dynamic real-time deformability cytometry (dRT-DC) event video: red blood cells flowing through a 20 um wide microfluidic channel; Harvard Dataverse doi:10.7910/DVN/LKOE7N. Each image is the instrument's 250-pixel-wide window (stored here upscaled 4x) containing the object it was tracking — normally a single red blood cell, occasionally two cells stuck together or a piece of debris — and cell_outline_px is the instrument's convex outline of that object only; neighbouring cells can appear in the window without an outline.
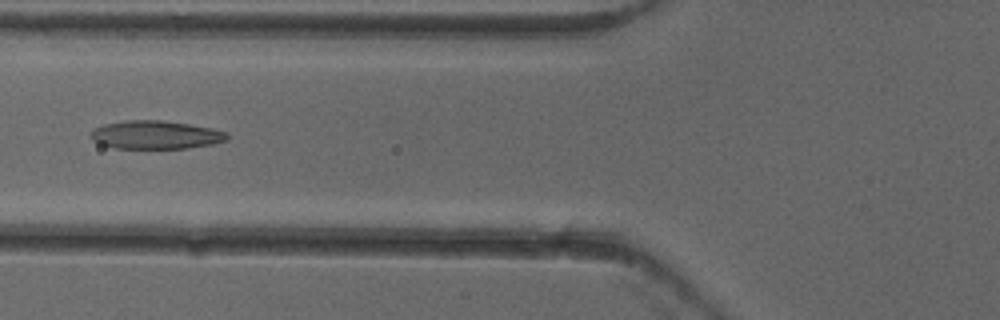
{"species": "common noctule bat (a hibernating species)", "species_latin": "Nyctalus noctula", "temperature_condition": "cold", "stored_images_in_passage": 53, "camera_frame_rate_fps": 3000, "um_per_image_px": 0.085, "animal": {"sex": "female"}, "frame": {"image": 1, "passage_image": 21, "time_ms": 6.667, "image_size_px": [1000, 320], "cell_outline_px": [[228, 140], [212, 144], [184, 148], [116, 148], [100, 144], [92, 140], [92, 128], [104, 124], [128, 120], [164, 120], [212, 128], [228, 132]], "centroid_in_image_um": [13.24, 11.45], "position_along_channel_um": 112.6, "area_um2": 22.43}}
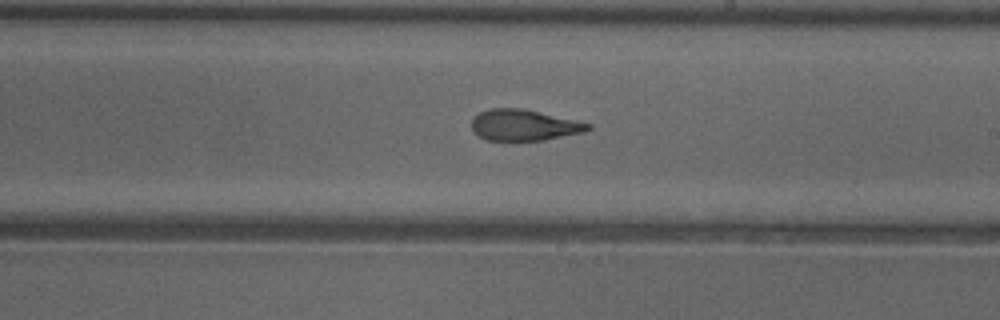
{"frame": {"image": 2, "passage_image": 31, "time_ms": 10.0, "image_size_px": [1000, 320], "cell_outline_px": [[592, 128], [584, 132], [544, 140], [484, 140], [472, 132], [472, 116], [480, 112], [492, 108], [524, 108], [576, 120], [592, 124]], "centroid_in_image_um": [44.52, 10.63], "position_along_channel_um": 244.5, "area_um2": 21.27}}
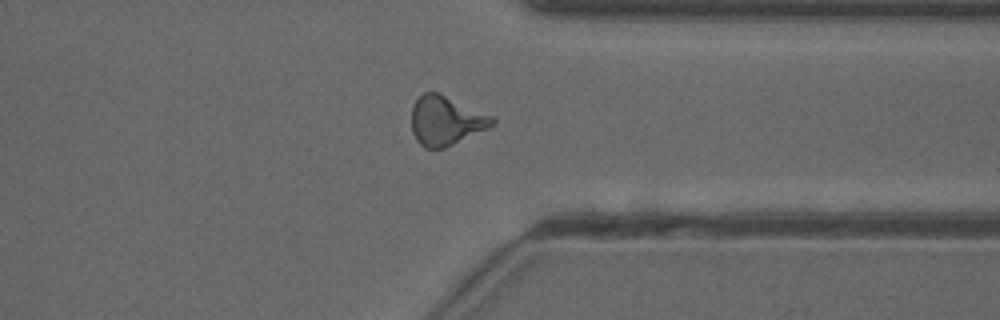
{"frame": {"image": 3, "passage_image": 41, "time_ms": 13.333, "image_size_px": [1000, 320], "cell_outline_px": [[496, 124], [488, 128], [444, 148], [424, 148], [416, 140], [412, 132], [412, 104], [424, 92], [436, 92], [492, 116], [496, 120]], "centroid_in_image_um": [37.88, 10.27], "position_along_channel_um": 373.5, "area_um2": 22.83}, "authors_computed_cell_mechanics": {"area_um2": 22.3108, "velocity_mm_per_s": 3.9408, "shape_relaxation_time_tau1_ms": 8.3132, "shape_relaxation_time_tau2_ms": 2.0551, "deformation_change_tau1": 0.2255, "deformation_change_tau2": 0.1011}}